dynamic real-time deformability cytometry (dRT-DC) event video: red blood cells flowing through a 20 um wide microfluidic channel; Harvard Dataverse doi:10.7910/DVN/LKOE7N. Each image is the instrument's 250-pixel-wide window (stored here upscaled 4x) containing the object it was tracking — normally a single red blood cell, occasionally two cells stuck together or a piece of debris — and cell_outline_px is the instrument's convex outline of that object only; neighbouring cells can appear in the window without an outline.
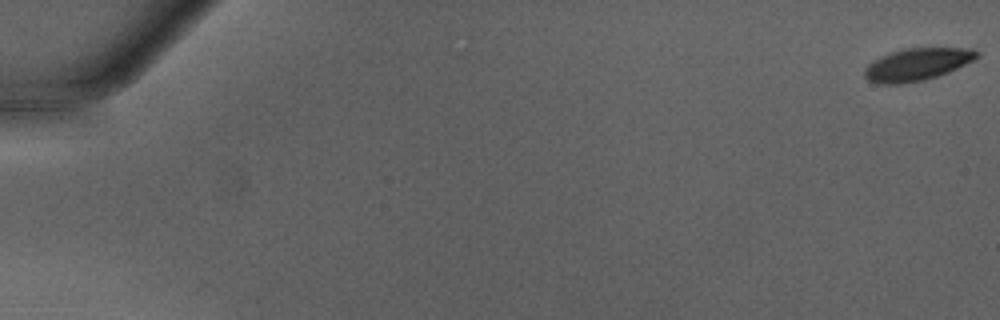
{"species": "Egyptian fruit bat (a non-hibernating species)", "species_latin": "Rousettus aegyptiacus", "temperature_condition": "warm", "stored_images_in_passage": 13, "camera_frame_rate_fps": 3000, "um_per_image_px": 0.085, "animal": {"sex": "male"}, "frame": {"image": 1, "passage_image": 1, "time_ms": 0.0, "image_size_px": [1000, 320], "cell_outline_px": [[980, 56], [948, 72], [924, 80], [900, 84], [880, 84], [868, 80], [864, 76], [864, 68], [872, 60], [880, 56], [892, 52], [908, 48], [972, 48], [980, 52]], "centroid_in_image_um": [77.93, 5.47], "position_along_channel_um": 7.1, "area_um2": 21.1}}